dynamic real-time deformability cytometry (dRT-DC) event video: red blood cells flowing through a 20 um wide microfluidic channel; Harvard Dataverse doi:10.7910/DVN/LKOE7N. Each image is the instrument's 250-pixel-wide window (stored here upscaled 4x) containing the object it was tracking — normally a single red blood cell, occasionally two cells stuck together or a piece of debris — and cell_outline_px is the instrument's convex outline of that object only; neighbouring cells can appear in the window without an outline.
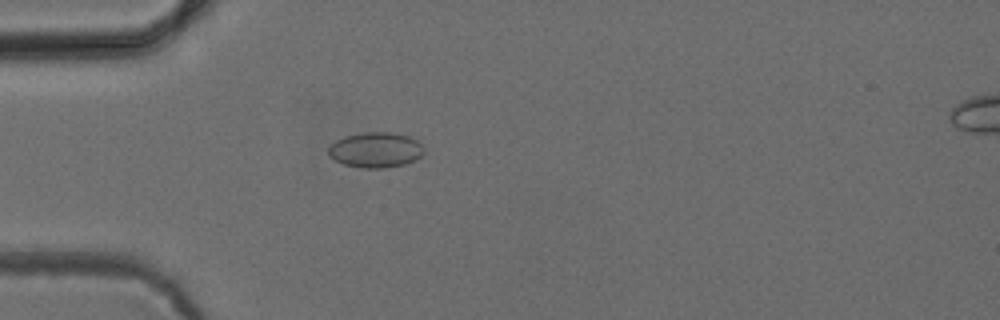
{"species": "common noctule bat (a hibernating species)", "species_latin": "Nyctalus noctula", "temperature_condition": "cold", "stored_images_in_passage": 3, "camera_frame_rate_fps": 3000, "um_per_image_px": 0.085, "animal": {"sex": "female", "body_mass_g": 24.6, "forearm_length_mm": 56.2}, "frame": {"image": 1, "passage_image": 3, "time_ms": 4.0, "image_size_px": [1000, 320], "cell_outline_px": [[424, 152], [420, 156], [404, 164], [384, 168], [364, 168], [344, 164], [336, 160], [328, 152], [328, 148], [336, 140], [344, 136], [364, 132], [392, 132], [408, 136], [416, 140], [424, 148]], "centroid_in_image_um": [31.93, 12.73], "position_along_channel_um": 53.1, "area_um2": 19.42}}